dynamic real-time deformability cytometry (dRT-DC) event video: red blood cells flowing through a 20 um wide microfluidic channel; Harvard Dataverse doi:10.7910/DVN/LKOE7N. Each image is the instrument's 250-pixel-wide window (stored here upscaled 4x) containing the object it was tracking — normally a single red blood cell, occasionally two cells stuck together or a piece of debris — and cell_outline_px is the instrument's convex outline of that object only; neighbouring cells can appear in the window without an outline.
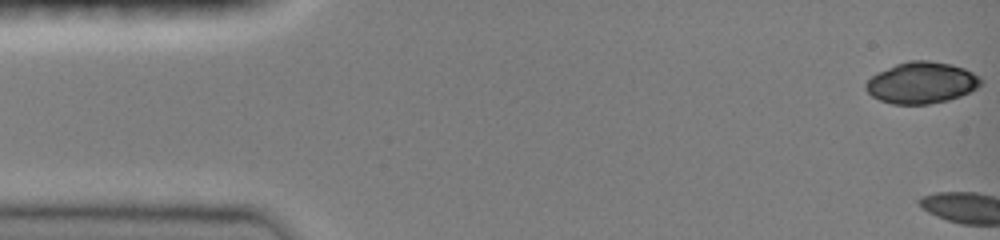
{"species": "common noctule bat (a hibernating species)", "species_latin": "Nyctalus noctula", "temperature_condition": "room temperature", "stored_images_in_passage": 4, "camera_frame_rate_fps": 3000, "um_per_image_px": 0.085, "animal": {"sex": "female", "body_mass_g": 19.0, "forearm_length_mm": 51.5}, "frame": {"image": 1, "passage_image": 1, "time_ms": 0.0, "image_size_px": [1000, 240], "cell_outline_px": [[984, 80], [976, 88], [960, 96], [948, 100], [928, 104], [892, 104], [880, 100], [872, 96], [864, 88], [864, 84], [876, 72], [896, 64], [908, 60], [928, 60], [952, 64], [964, 68], [980, 76]], "centroid_in_image_um": [78.32, 7.02], "position_along_channel_um": 6.7, "area_um2": 27.92}}